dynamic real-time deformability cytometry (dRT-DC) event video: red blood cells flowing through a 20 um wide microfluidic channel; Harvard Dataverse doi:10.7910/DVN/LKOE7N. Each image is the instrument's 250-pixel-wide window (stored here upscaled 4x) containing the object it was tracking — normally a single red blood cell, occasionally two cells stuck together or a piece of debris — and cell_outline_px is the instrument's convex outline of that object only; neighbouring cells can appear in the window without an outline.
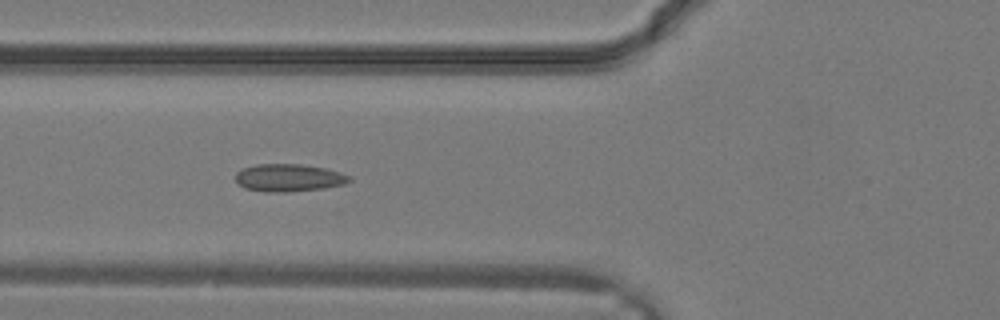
{"species": "common noctule bat (a hibernating species)", "species_latin": "Nyctalus noctula", "temperature_condition": "warm", "stored_images_in_passage": 24, "camera_frame_rate_fps": 3000, "um_per_image_px": 0.085, "animal": {"sex": "male", "body_mass_g": 19.2, "forearm_length_mm": 51.8}, "frame": {"image": 1, "passage_image": 5, "time_ms": 1.333, "image_size_px": [1000, 320], "cell_outline_px": [[352, 180], [344, 184], [324, 188], [288, 192], [264, 192], [244, 188], [236, 184], [236, 172], [244, 168], [256, 164], [300, 164], [324, 168], [340, 172], [352, 176]], "centroid_in_image_um": [24.54, 15.12], "position_along_channel_um": 101.3, "area_um2": 18.44}}
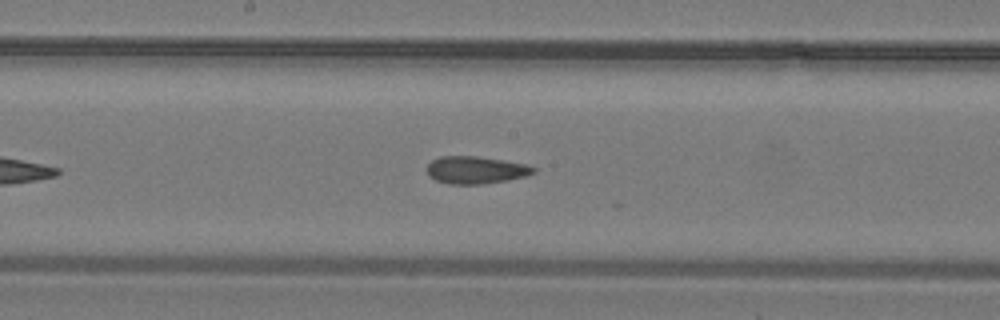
{"frame": {"image": 2, "passage_image": 10, "time_ms": 3.0, "image_size_px": [1000, 320], "cell_outline_px": [[536, 172], [524, 176], [508, 180], [480, 184], [452, 184], [436, 180], [428, 172], [428, 164], [432, 160], [440, 156], [476, 156], [524, 164], [536, 168]], "centroid_in_image_um": [40.44, 14.44], "position_along_channel_um": 207.8, "area_um2": 16.65}}
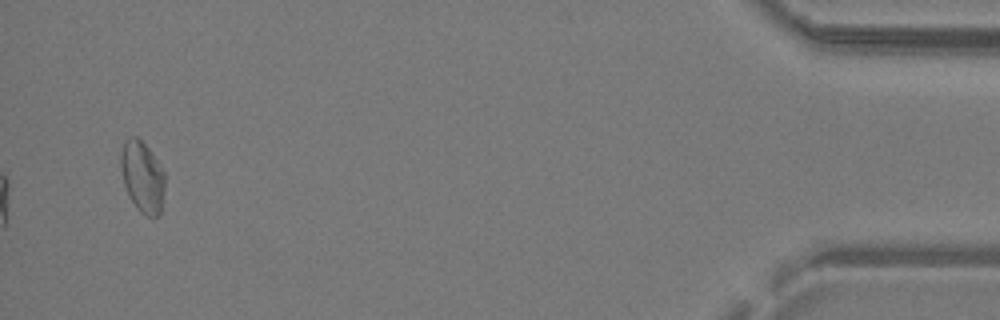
{"frame": {"image": 3, "passage_image": 24, "time_ms": 7.667, "image_size_px": [1000, 320], "cell_outline_px": [[164, 188], [160, 212], [156, 216], [144, 216], [136, 208], [124, 184], [120, 164], [120, 152], [124, 140], [128, 136], [136, 136], [148, 148], [164, 172]], "centroid_in_image_um": [12.07, 15.0], "position_along_channel_um": 423.1, "area_um2": 18.09}}